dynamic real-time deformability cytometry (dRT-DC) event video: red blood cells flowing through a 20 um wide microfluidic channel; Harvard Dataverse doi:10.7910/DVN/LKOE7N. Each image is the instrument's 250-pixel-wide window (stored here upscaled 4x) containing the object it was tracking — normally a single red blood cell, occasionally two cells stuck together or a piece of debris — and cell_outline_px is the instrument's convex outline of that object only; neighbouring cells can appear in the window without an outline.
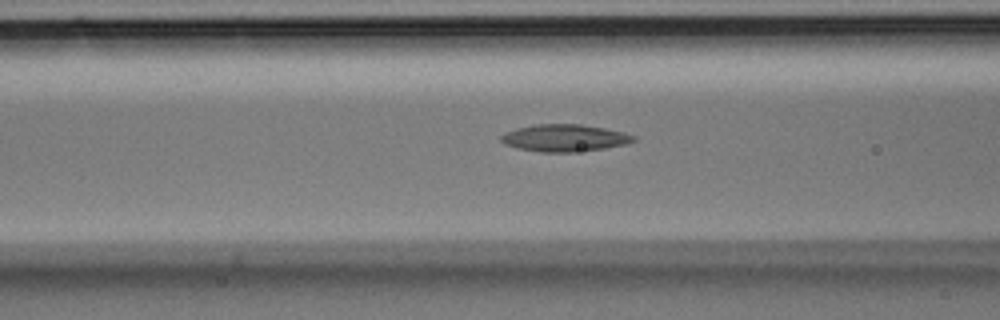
{"species": "Egyptian fruit bat (a non-hibernating species)", "species_latin": "Rousettus aegyptiacus", "temperature_condition": "room temperature", "stored_images_in_passage": 7, "segment_of_instrument_passage": [1, 2], "camera_frame_rate_fps": 3000, "um_per_image_px": 0.085, "animal": {"sex": "male"}, "frame": {"image": 1, "passage_image": 6, "time_ms": 1.667, "image_size_px": [1000, 320], "cell_outline_px": [[636, 140], [628, 144], [604, 148], [572, 152], [540, 152], [516, 148], [504, 144], [500, 140], [500, 136], [516, 128], [536, 124], [580, 124], [604, 128], [624, 132], [636, 136]], "centroid_in_image_um": [48.0, 11.73], "position_along_channel_um": 118.6, "area_um2": 20.98}}